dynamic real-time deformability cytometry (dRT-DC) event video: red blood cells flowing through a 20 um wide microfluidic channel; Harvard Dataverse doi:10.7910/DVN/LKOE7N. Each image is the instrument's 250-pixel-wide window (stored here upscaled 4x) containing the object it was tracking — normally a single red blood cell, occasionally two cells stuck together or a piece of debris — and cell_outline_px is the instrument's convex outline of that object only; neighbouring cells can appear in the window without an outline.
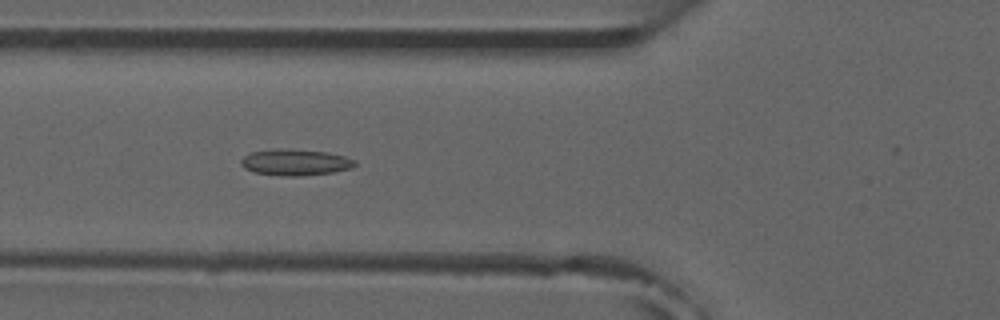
{"species": "common noctule bat (a hibernating species)", "species_latin": "Nyctalus noctula", "temperature_condition": "room temperature", "stored_images_in_passage": 6, "camera_frame_rate_fps": 3000, "um_per_image_px": 0.085, "animal": {"sex": "male", "forearm_length_mm": 52.5}, "frame": {"image": 1, "passage_image": 6, "time_ms": 6.0, "image_size_px": [1000, 320], "cell_outline_px": [[356, 164], [352, 168], [332, 172], [296, 176], [288, 176], [252, 172], [244, 168], [240, 164], [240, 160], [248, 152], [280, 148], [284, 148], [328, 152], [344, 156], [356, 160]], "centroid_in_image_um": [25.07, 13.78], "position_along_channel_um": 100.7, "area_um2": 17.51}}